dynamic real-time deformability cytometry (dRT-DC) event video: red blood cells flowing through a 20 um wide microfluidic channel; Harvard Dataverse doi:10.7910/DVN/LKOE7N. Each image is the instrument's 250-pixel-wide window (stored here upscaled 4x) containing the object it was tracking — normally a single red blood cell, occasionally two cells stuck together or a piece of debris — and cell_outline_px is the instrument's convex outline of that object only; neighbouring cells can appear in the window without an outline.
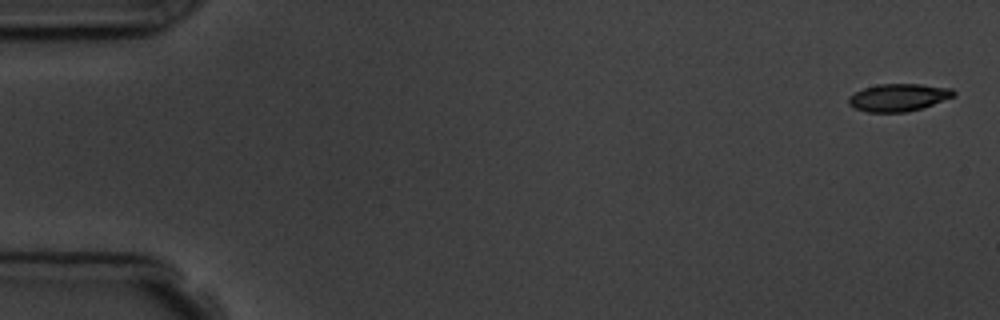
{"species": "common noctule bat (a hibernating species)", "species_latin": "Nyctalus noctula", "temperature_condition": "room temperature", "stored_images_in_passage": 7, "camera_frame_rate_fps": 3000, "um_per_image_px": 0.085, "animal": {"sex": "male", "body_mass_g": 19.5, "forearm_length_mm": 54.6}, "frame": {"image": 1, "passage_image": 1, "time_ms": 0.0, "image_size_px": [1000, 320], "cell_outline_px": [[956, 96], [920, 108], [904, 112], [868, 112], [856, 108], [848, 104], [848, 96], [864, 88], [880, 84], [920, 84], [952, 88], [956, 92]], "centroid_in_image_um": [76.38, 8.27], "position_along_channel_um": 8.6, "area_um2": 16.7}}
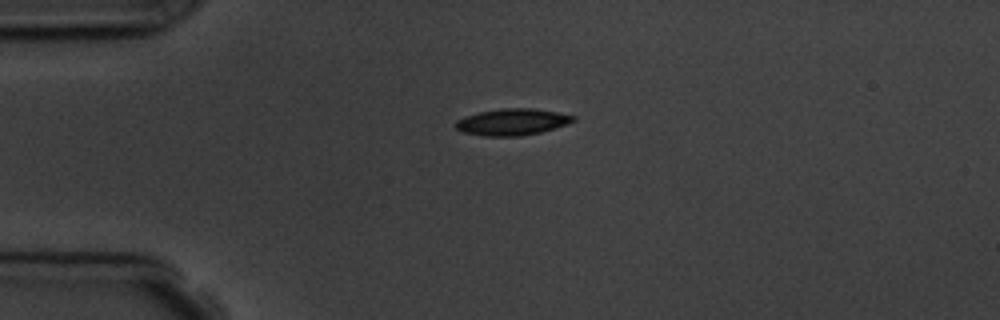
{"frame": {"image": 2, "passage_image": 4, "time_ms": 4.0, "image_size_px": [1000, 320], "cell_outline_px": [[576, 120], [568, 124], [540, 132], [520, 136], [484, 136], [464, 132], [456, 128], [452, 124], [456, 120], [464, 116], [480, 112], [500, 108], [532, 108], [556, 112], [576, 116]], "centroid_in_image_um": [43.52, 10.36], "position_along_channel_um": 41.5, "area_um2": 18.26}}